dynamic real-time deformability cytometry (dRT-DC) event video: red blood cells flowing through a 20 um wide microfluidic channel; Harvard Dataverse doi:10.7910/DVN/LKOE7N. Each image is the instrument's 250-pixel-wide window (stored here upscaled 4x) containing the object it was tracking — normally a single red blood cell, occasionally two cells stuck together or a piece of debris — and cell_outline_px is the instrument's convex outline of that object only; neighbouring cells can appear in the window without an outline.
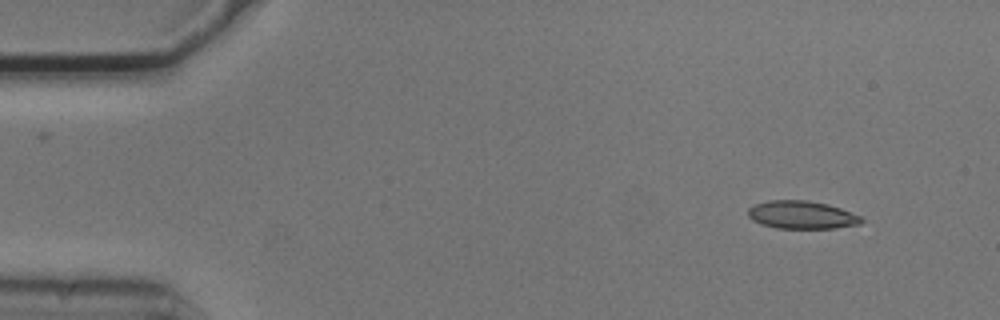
{"species": "common noctule bat (a hibernating species)", "species_latin": "Nyctalus noctula", "temperature_condition": "cold", "stored_images_in_passage": 50, "camera_frame_rate_fps": 3000, "um_per_image_px": 0.085, "animal": {"sex": "male", "body_mass_g": 20.5, "forearm_length_mm": 52.5}, "frame": {"image": 1, "passage_image": 1, "time_ms": 0.0, "image_size_px": [1000, 320], "cell_outline_px": [[864, 220], [860, 224], [836, 228], [776, 228], [760, 224], [752, 220], [748, 216], [748, 208], [752, 204], [768, 200], [808, 200], [828, 204], [840, 208], [860, 216]], "centroid_in_image_um": [68.11, 18.26], "position_along_channel_um": 16.9, "area_um2": 18.61}}
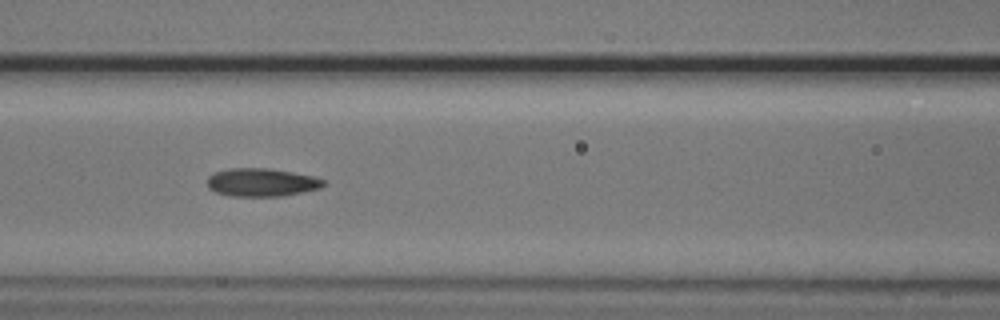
{"frame": {"image": 2, "passage_image": 19, "time_ms": 6.0, "image_size_px": [1000, 320], "cell_outline_px": [[324, 184], [320, 188], [280, 196], [228, 196], [216, 192], [208, 188], [208, 176], [212, 172], [228, 168], [272, 168], [312, 176], [324, 180]], "centroid_in_image_um": [22.17, 15.49], "position_along_channel_um": 144.4, "area_um2": 19.07}}
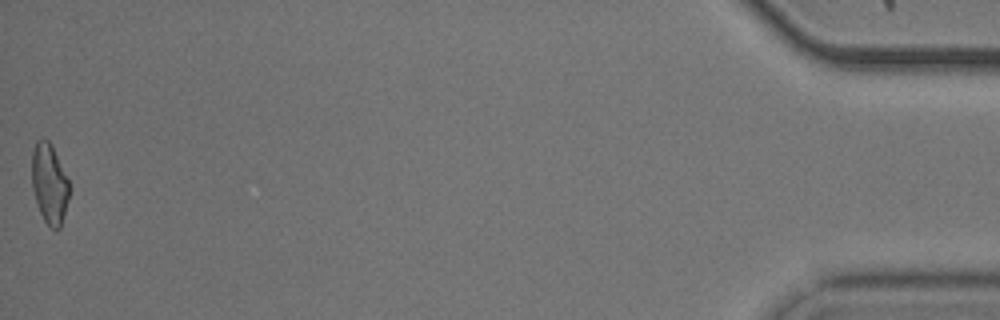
{"frame": {"image": 3, "passage_image": 50, "time_ms": 16.333, "image_size_px": [1000, 320], "cell_outline_px": [[68, 200], [60, 228], [56, 232], [44, 220], [40, 212], [32, 188], [32, 152], [36, 140], [40, 136], [48, 140], [52, 144], [68, 180]], "centroid_in_image_um": [4.18, 15.57], "position_along_channel_um": 431.0, "area_um2": 17.4}, "authors_computed_cell_mechanics": {"area_um2": 18.6405, "velocity_mm_per_s": 3.7264, "shape_relaxation_time_tau1_ms": 2.9002, "shape_relaxation_time_tau2_ms": 4.3051, "deformation_change_tau1": 0.1218, "deformation_change_tau2": 0.1207}}